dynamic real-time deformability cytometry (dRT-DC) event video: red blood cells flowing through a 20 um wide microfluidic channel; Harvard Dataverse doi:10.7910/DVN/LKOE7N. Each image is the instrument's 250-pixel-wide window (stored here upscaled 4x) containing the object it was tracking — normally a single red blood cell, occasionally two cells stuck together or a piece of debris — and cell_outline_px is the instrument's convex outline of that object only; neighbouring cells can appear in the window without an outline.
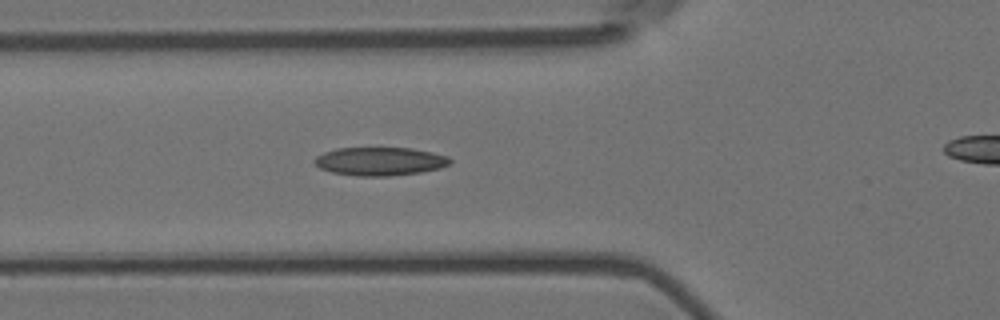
{"species": "Egyptian fruit bat (a non-hibernating species)", "species_latin": "Rousettus aegyptiacus", "temperature_condition": "room temperature", "stored_images_in_passage": 3, "segment_of_instrument_passage": [1, 2], "camera_frame_rate_fps": 3000, "um_per_image_px": 0.085, "animal": {"sex": "female"}, "frame": {"image": 1, "passage_image": 2, "time_ms": 0.333, "image_size_px": [1000, 320], "cell_outline_px": [[452, 160], [448, 164], [440, 168], [420, 172], [388, 176], [356, 176], [332, 172], [320, 168], [312, 160], [316, 156], [324, 152], [336, 148], [412, 148], [432, 152], [448, 156]], "centroid_in_image_um": [32.28, 13.71], "position_along_channel_um": 93.5, "area_um2": 22.37}}